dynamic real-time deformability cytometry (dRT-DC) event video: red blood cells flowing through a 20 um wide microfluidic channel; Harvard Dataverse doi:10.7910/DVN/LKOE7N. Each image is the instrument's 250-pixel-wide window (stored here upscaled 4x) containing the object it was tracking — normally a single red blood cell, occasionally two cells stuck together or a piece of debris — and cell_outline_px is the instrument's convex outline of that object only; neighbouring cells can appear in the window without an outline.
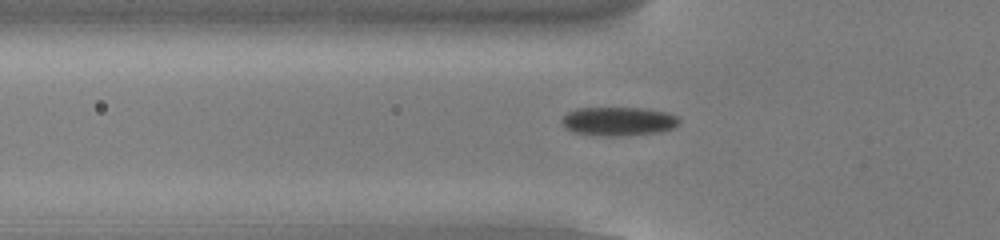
{"species": "common noctule bat (a hibernating species)", "species_latin": "Nyctalus noctula", "temperature_condition": "cold", "stored_images_in_passage": 47, "camera_frame_rate_fps": 3000, "um_per_image_px": 0.085, "animal": {"sex": "male", "body_mass_g": 13.0, "forearm_length_mm": 53.1}, "frame": {"image": 1, "passage_image": 11, "time_ms": 3.333, "image_size_px": [1000, 240], "cell_outline_px": [[680, 124], [672, 128], [660, 132], [620, 136], [600, 136], [572, 132], [564, 128], [560, 120], [568, 112], [576, 108], [644, 108], [668, 112], [680, 116]], "centroid_in_image_um": [52.58, 10.31], "position_along_channel_um": 73.2, "area_um2": 20.06}}
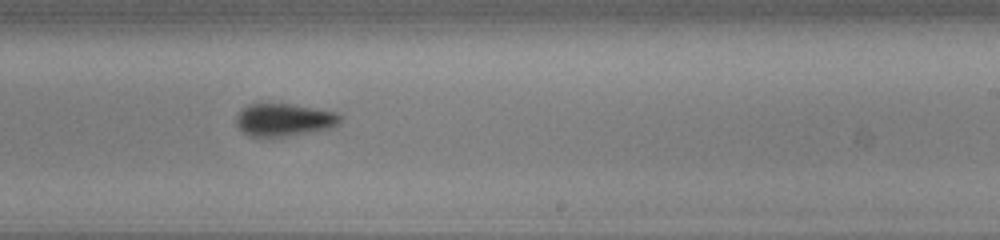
{"frame": {"image": 2, "passage_image": 26, "time_ms": 8.333, "image_size_px": [1000, 240], "cell_outline_px": [[340, 120], [336, 124], [328, 128], [280, 136], [248, 136], [236, 124], [236, 116], [248, 104], [292, 104], [336, 112], [340, 116]], "centroid_in_image_um": [24.1, 10.16], "position_along_channel_um": 264.9, "area_um2": 19.07}}
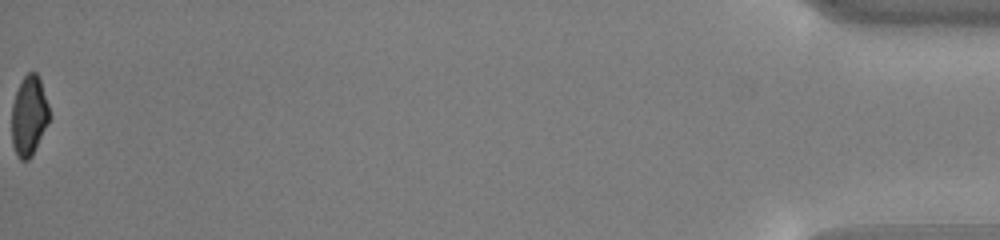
{"frame": {"image": 3, "passage_image": 47, "time_ms": 15.333, "image_size_px": [1000, 240], "cell_outline_px": [[48, 124], [32, 156], [28, 160], [20, 160], [16, 156], [12, 144], [12, 104], [16, 92], [24, 76], [28, 72], [36, 72], [40, 80], [48, 104]], "centroid_in_image_um": [2.45, 9.88], "position_along_channel_um": 432.8, "area_um2": 17.4}, "authors_computed_cell_mechanics": {"area_um2": 19.4786, "velocity_mm_per_s": 3.836, "shape_relaxation_time_tau1_ms": 2.8812, "shape_relaxation_time_tau2_ms": null, "deformation_change_tau1": 0.1116, "deformation_change_tau2": null}}